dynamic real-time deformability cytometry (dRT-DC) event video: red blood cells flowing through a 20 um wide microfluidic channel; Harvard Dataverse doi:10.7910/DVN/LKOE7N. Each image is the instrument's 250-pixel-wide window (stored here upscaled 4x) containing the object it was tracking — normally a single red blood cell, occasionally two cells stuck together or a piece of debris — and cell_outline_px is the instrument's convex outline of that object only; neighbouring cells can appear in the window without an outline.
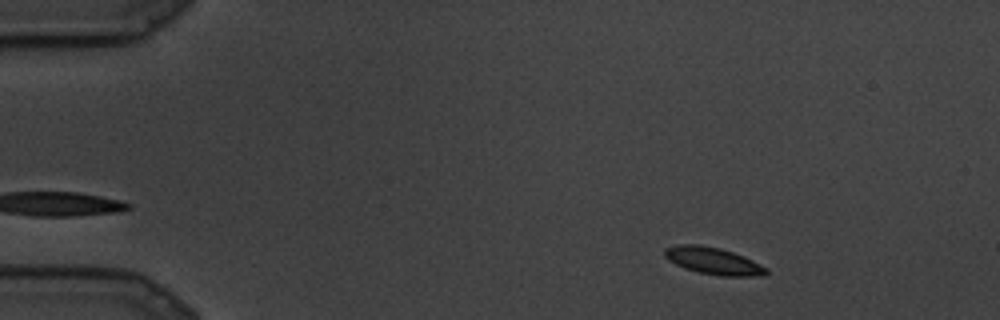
{"species": "common noctule bat (a hibernating species)", "species_latin": "Nyctalus noctula", "temperature_condition": "cold", "stored_images_in_passage": 16, "segment_of_instrument_passage": [1, 2], "camera_frame_rate_fps": 3000, "um_per_image_px": 0.085, "animal": {"sex": "male", "body_mass_g": 19.5, "forearm_length_mm": 54.6}, "frame": {"image": 1, "passage_image": 3, "time_ms": 0.667, "image_size_px": [1000, 320], "cell_outline_px": [[768, 272], [764, 276], [720, 276], [700, 272], [684, 268], [668, 260], [664, 256], [664, 248], [676, 244], [700, 244], [720, 248], [744, 256], [768, 268]], "centroid_in_image_um": [60.62, 22.17], "position_along_channel_um": 24.4, "area_um2": 16.13}}
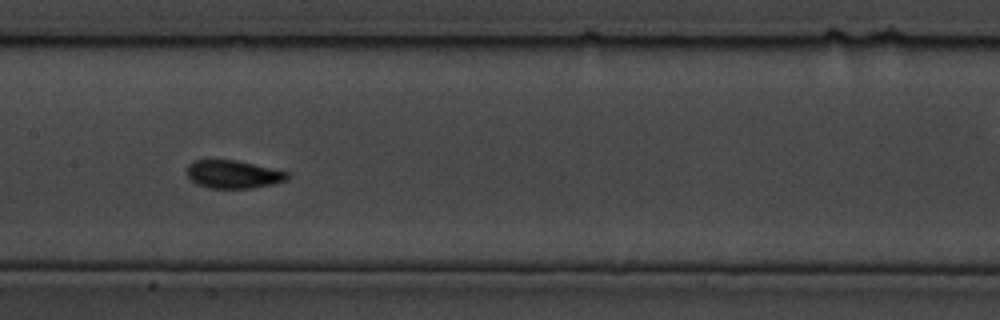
{"frame": {"image": 2, "passage_image": 12, "time_ms": 3.667, "image_size_px": [1000, 320], "cell_outline_px": [[288, 176], [284, 180], [272, 184], [252, 188], [208, 188], [196, 184], [188, 176], [188, 164], [192, 160], [236, 160], [288, 172]], "centroid_in_image_um": [19.78, 14.81], "position_along_channel_um": 187.6, "area_um2": 16.18}}
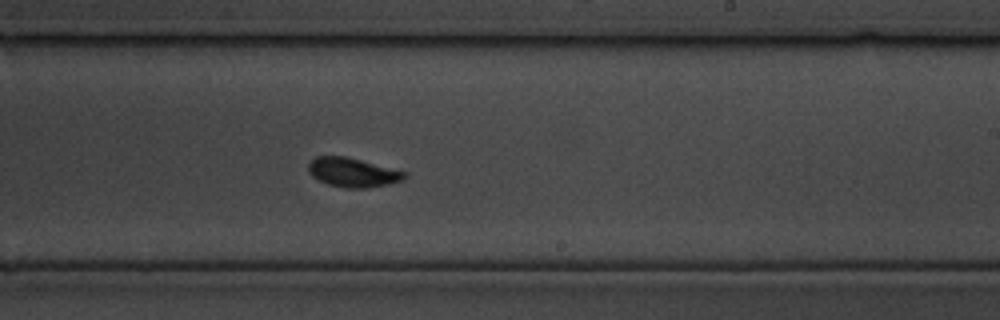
{"frame": {"image": 3, "passage_image": 15, "time_ms": 4.667, "image_size_px": [1000, 320], "cell_outline_px": [[408, 176], [404, 180], [388, 184], [368, 188], [344, 188], [328, 184], [312, 176], [308, 172], [308, 164], [316, 156], [344, 156], [408, 172]], "centroid_in_image_um": [30.01, 14.66], "position_along_channel_um": 259.0, "area_um2": 16.36}}